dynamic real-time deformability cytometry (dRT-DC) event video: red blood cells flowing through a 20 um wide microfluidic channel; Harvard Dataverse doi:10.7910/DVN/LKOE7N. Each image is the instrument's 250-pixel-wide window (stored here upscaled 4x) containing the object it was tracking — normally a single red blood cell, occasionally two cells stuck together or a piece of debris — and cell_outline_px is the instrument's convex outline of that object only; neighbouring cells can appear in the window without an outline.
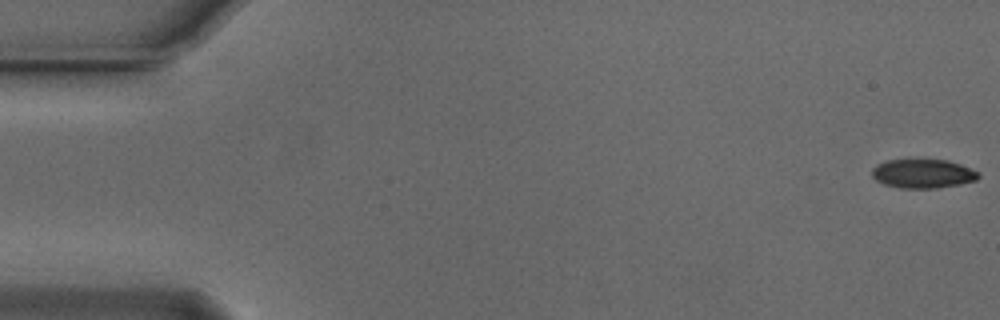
{"species": "Egyptian fruit bat (a non-hibernating species)", "species_latin": "Rousettus aegyptiacus", "temperature_condition": "cold", "stored_images_in_passage": 55, "camera_frame_rate_fps": 3000, "um_per_image_px": 0.085, "animal": {"sex": "male"}, "frame": {"image": 1, "passage_image": 1, "time_ms": 0.0, "image_size_px": [1000, 320], "cell_outline_px": [[980, 176], [976, 180], [960, 184], [936, 188], [900, 188], [884, 184], [876, 180], [872, 176], [872, 168], [876, 164], [888, 160], [948, 160], [960, 164], [980, 172]], "centroid_in_image_um": [78.45, 14.76], "position_along_channel_um": 6.6, "area_um2": 17.98}}
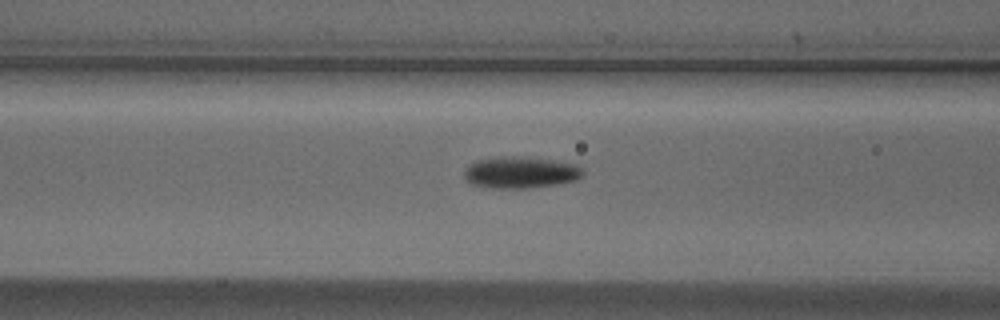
{"frame": {"image": 2, "passage_image": 22, "time_ms": 7.0, "image_size_px": [1000, 320], "cell_outline_px": [[584, 172], [576, 180], [556, 184], [528, 188], [492, 188], [472, 184], [464, 180], [464, 172], [468, 164], [476, 160], [500, 156], [524, 156], [580, 164], [584, 168]], "centroid_in_image_um": [44.24, 14.64], "position_along_channel_um": 122.4, "area_um2": 22.2}}
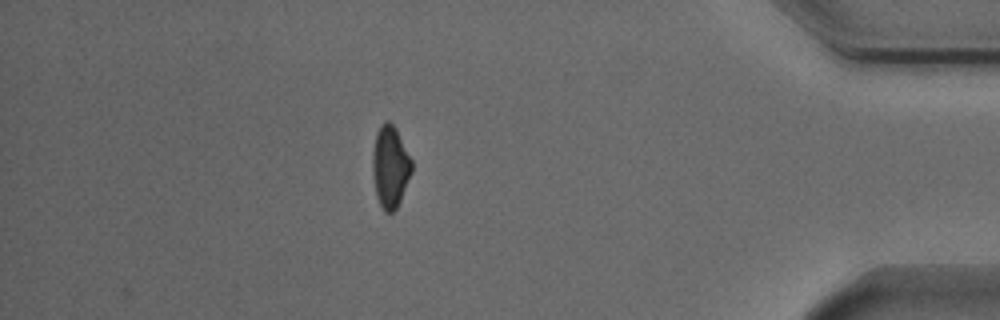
{"frame": {"image": 3, "passage_image": 48, "time_ms": 15.667, "image_size_px": [1000, 320], "cell_outline_px": [[412, 172], [400, 200], [396, 208], [392, 212], [384, 212], [376, 196], [372, 172], [372, 152], [376, 132], [380, 124], [384, 120], [388, 120], [396, 128], [412, 160]], "centroid_in_image_um": [33.15, 14.14], "position_along_channel_um": 402.0, "area_um2": 18.84}, "authors_computed_cell_mechanics": {"area_um2": 19.4208, "velocity_mm_per_s": 3.7501, "shape_relaxation_time_tau1_ms": 3.2574, "shape_relaxation_time_tau2_ms": null, "deformation_change_tau1": 0.1009, "deformation_change_tau2": null}}